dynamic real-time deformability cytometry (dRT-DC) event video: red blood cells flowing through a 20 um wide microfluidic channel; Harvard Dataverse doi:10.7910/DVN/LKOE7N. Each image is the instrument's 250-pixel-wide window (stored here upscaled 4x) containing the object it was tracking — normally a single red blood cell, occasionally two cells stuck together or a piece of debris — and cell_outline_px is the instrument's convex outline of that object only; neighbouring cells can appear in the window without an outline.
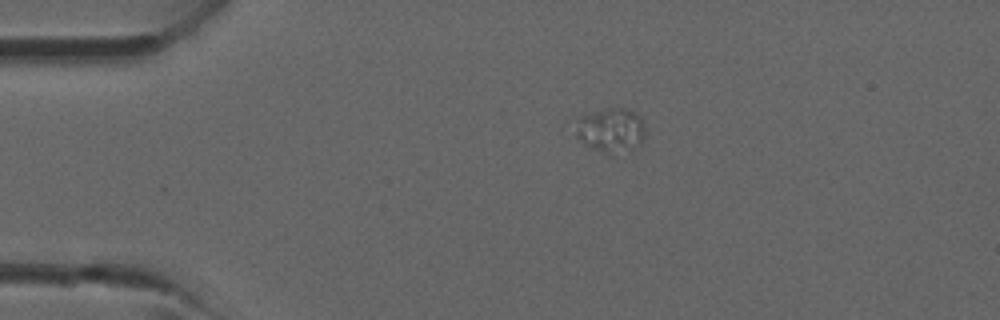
{"species": "common noctule bat (a hibernating species)", "species_latin": "Nyctalus noctula", "temperature_condition": "room temperature", "stored_images_in_passage": 34, "camera_frame_rate_fps": 3000, "um_per_image_px": 0.085, "animal": {"sex": "male", "forearm_length_mm": 52.5}, "frame": {"image": 1, "passage_image": 1, "time_ms": 0.0, "image_size_px": [1000, 320], "cell_outline_px": [[644, 136], [640, 144], [632, 148], [608, 152], [604, 152], [592, 148], [584, 144], [576, 136], [576, 120], [580, 116], [592, 112], [608, 108], [624, 108], [636, 112], [640, 116], [644, 128]], "centroid_in_image_um": [51.9, 11.01], "position_along_channel_um": 33.1, "area_um2": 17.57}}
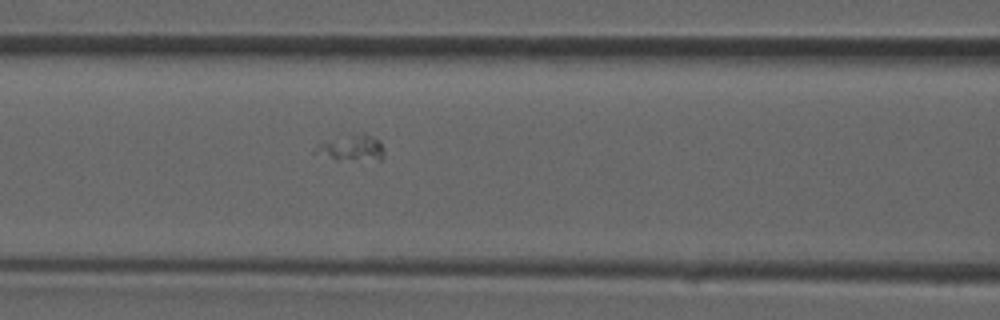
{"frame": {"image": 2, "passage_image": 10, "time_ms": 3.0, "image_size_px": [1000, 320], "cell_outline_px": [[384, 156], [380, 160], [336, 160], [312, 152], [312, 148], [320, 144], [364, 132], [380, 140], [384, 152]], "centroid_in_image_um": [29.93, 12.61], "position_along_channel_um": 136.7, "area_um2": 10.23}}
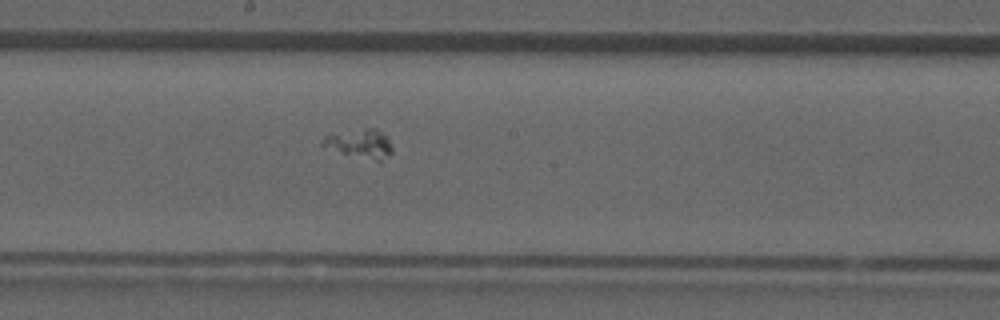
{"frame": {"image": 3, "passage_image": 15, "time_ms": 4.667, "image_size_px": [1000, 320], "cell_outline_px": [[392, 152], [380, 164], [320, 144], [320, 140], [324, 136], [364, 128], [376, 128], [388, 136], [392, 148]], "centroid_in_image_um": [30.7, 12.23], "position_along_channel_um": 217.5, "area_um2": 11.68}}